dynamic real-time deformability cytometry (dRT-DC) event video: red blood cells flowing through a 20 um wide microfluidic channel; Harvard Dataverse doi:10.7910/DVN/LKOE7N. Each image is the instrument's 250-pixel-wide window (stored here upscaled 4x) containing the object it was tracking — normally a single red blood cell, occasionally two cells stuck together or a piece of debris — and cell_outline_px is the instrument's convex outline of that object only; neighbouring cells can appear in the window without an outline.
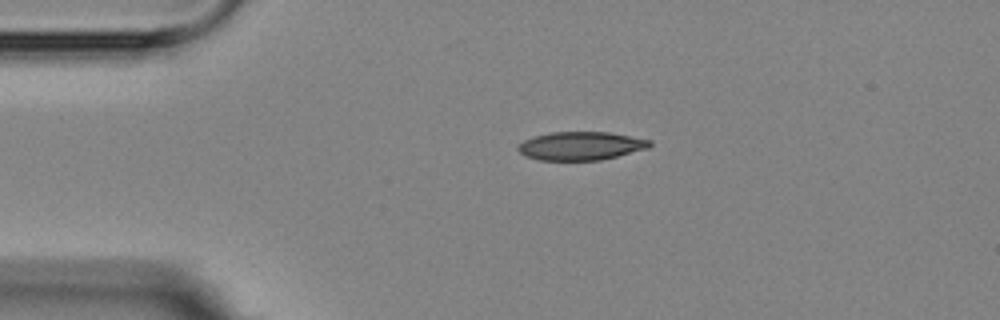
{"species": "Egyptian fruit bat (a non-hibernating species)", "species_latin": "Rousettus aegyptiacus", "temperature_condition": "room temperature", "stored_images_in_passage": 2, "camera_frame_rate_fps": 3000, "um_per_image_px": 0.085, "animal": {"sex": "female"}, "frame": {"image": 1, "passage_image": 1, "time_ms": 0.0, "image_size_px": [1000, 320], "cell_outline_px": [[652, 144], [648, 148], [600, 160], [540, 160], [524, 156], [516, 148], [524, 140], [532, 136], [552, 132], [608, 132], [652, 140]], "centroid_in_image_um": [49.35, 12.4], "position_along_channel_um": 35.7, "area_um2": 21.73}}